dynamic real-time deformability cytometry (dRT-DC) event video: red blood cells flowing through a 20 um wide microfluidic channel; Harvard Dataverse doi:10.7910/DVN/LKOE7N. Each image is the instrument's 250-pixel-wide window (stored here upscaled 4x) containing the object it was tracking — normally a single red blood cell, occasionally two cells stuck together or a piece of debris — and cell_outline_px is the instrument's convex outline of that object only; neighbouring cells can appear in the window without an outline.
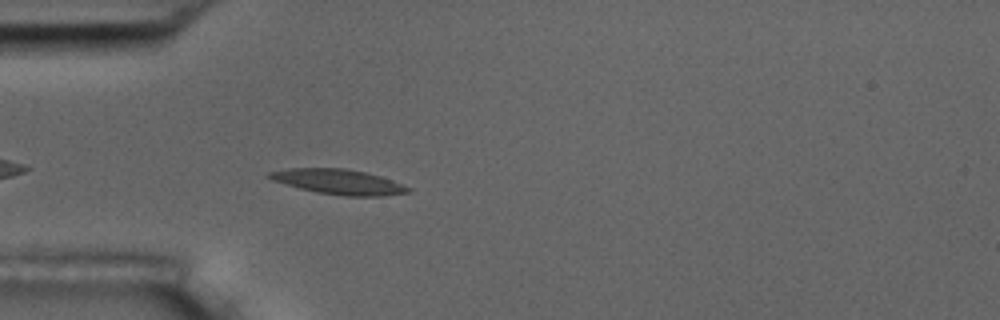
{"species": "common noctule bat (a hibernating species)", "species_latin": "Nyctalus noctula", "temperature_condition": "room temperature", "stored_images_in_passage": 35, "camera_frame_rate_fps": 3000, "um_per_image_px": 0.085, "animal": {"sex": "male", "body_mass_g": 17.5, "forearm_length_mm": 52.3}, "frame": {"image": 1, "passage_image": 5, "time_ms": 1.333, "image_size_px": [1000, 320], "cell_outline_px": [[412, 192], [380, 196], [344, 196], [316, 192], [300, 188], [272, 180], [264, 176], [268, 172], [288, 168], [344, 168], [364, 172], [380, 176], [392, 180], [412, 188]], "centroid_in_image_um": [28.77, 15.45], "position_along_channel_um": 56.2, "area_um2": 20.29}}
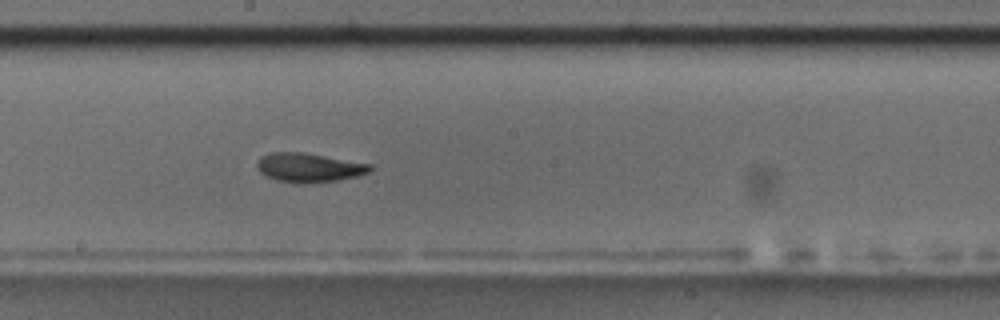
{"frame": {"image": 2, "passage_image": 19, "time_ms": 6.0, "image_size_px": [1000, 320], "cell_outline_px": [[372, 172], [340, 180], [304, 184], [276, 180], [260, 172], [256, 168], [256, 164], [260, 156], [272, 152], [300, 152], [372, 164]], "centroid_in_image_um": [26.26, 14.25], "position_along_channel_um": 221.9, "area_um2": 19.19}}
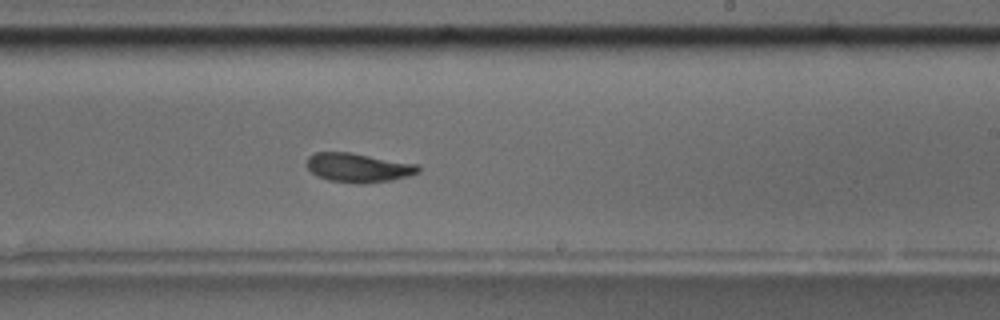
{"frame": {"image": 3, "passage_image": 22, "time_ms": 7.0, "image_size_px": [1000, 320], "cell_outline_px": [[420, 172], [408, 176], [392, 180], [360, 184], [328, 180], [312, 172], [304, 164], [308, 156], [316, 152], [352, 152], [420, 164]], "centroid_in_image_um": [30.48, 14.23], "position_along_channel_um": 258.5, "area_um2": 19.19}, "authors_computed_cell_mechanics": {"area_um2": 18.9006, "velocity_mm_per_s": 3.6799, "shape_relaxation_time_tau1_ms": 5.1913, "shape_relaxation_time_tau2_ms": 3.0526, "deformation_change_tau1": 0.1532, "deformation_change_tau2": 0.0994}}